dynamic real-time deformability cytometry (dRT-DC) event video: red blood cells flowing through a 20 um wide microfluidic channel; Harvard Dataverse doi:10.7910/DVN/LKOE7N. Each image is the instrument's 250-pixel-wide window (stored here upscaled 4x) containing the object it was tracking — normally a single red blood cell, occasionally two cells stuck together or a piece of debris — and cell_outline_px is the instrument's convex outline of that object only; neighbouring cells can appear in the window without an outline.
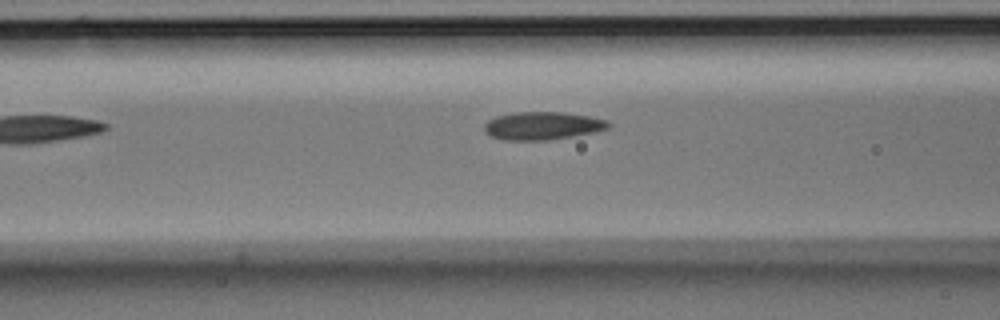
{"species": "Egyptian fruit bat (a non-hibernating species)", "species_latin": "Rousettus aegyptiacus", "temperature_condition": "room temperature", "stored_images_in_passage": 5, "camera_frame_rate_fps": 3000, "um_per_image_px": 0.085, "animal": {"sex": "male"}, "frame": {"image": 1, "passage_image": 4, "time_ms": 1.0, "image_size_px": [1000, 320], "cell_outline_px": [[612, 124], [608, 128], [592, 132], [572, 136], [548, 140], [504, 140], [492, 136], [484, 132], [484, 124], [488, 120], [496, 116], [516, 112], [564, 112], [588, 116], [608, 120]], "centroid_in_image_um": [46.1, 10.68], "position_along_channel_um": 120.5, "area_um2": 20.17}}
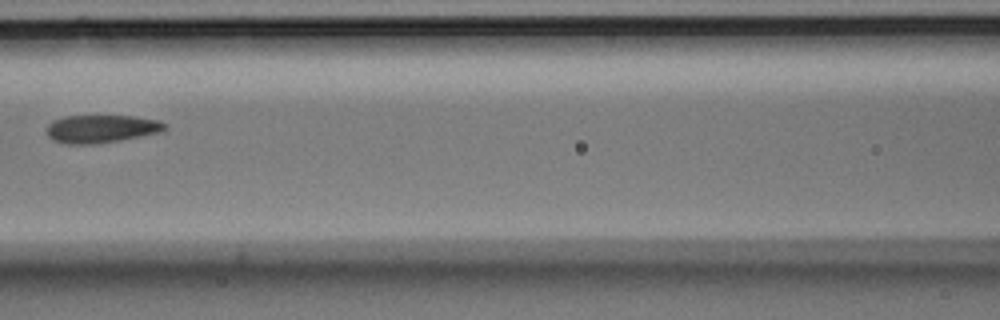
{"frame": {"image": 2, "passage_image": 5, "time_ms": 1.333, "image_size_px": [1000, 320], "cell_outline_px": [[168, 128], [160, 132], [120, 140], [96, 144], [64, 144], [52, 140], [48, 136], [48, 124], [52, 120], [64, 116], [132, 116], [160, 120], [168, 124]], "centroid_in_image_um": [8.62, 10.95], "position_along_channel_um": 158.0, "area_um2": 19.36}}